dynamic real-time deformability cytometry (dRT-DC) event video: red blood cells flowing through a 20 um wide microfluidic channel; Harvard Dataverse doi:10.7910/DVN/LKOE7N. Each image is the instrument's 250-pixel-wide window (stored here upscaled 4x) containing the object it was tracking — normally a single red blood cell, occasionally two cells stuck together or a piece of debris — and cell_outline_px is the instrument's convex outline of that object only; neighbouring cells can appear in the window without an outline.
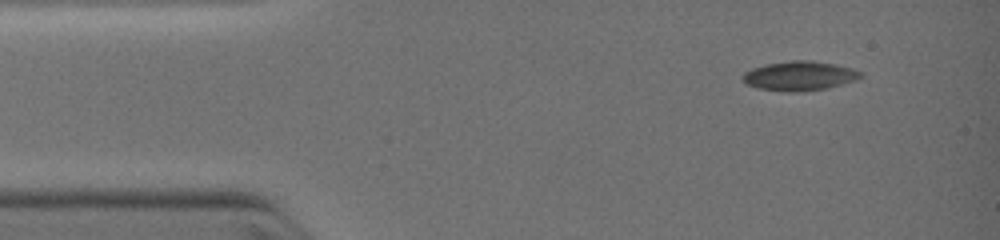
{"species": "common noctule bat (a hibernating species)", "species_latin": "Nyctalus noctula", "temperature_condition": "warm", "stored_images_in_passage": 3, "camera_frame_rate_fps": 3000, "um_per_image_px": 0.085, "animal": {"sex": "female", "body_mass_g": 19.0, "forearm_length_mm": 51.5}, "frame": {"image": 1, "passage_image": 1, "time_ms": 0.0, "image_size_px": [1000, 240], "cell_outline_px": [[864, 76], [856, 80], [844, 84], [828, 88], [796, 92], [784, 92], [756, 88], [748, 84], [744, 80], [744, 72], [752, 68], [764, 64], [792, 60], [812, 60], [836, 64], [852, 68], [864, 72]], "centroid_in_image_um": [68.01, 6.45], "position_along_channel_um": 17.0, "area_um2": 20.46}}
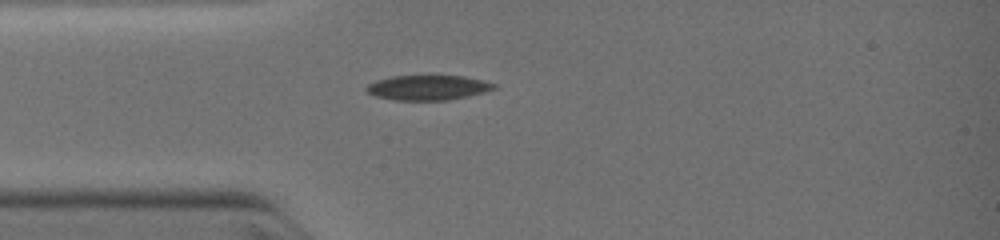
{"frame": {"image": 2, "passage_image": 3, "time_ms": 2.0, "image_size_px": [1000, 240], "cell_outline_px": [[496, 88], [484, 92], [444, 100], [396, 100], [376, 96], [368, 92], [364, 88], [368, 84], [376, 80], [392, 76], [464, 76], [496, 84]], "centroid_in_image_um": [36.33, 7.44], "position_along_channel_um": 48.7, "area_um2": 18.15}}